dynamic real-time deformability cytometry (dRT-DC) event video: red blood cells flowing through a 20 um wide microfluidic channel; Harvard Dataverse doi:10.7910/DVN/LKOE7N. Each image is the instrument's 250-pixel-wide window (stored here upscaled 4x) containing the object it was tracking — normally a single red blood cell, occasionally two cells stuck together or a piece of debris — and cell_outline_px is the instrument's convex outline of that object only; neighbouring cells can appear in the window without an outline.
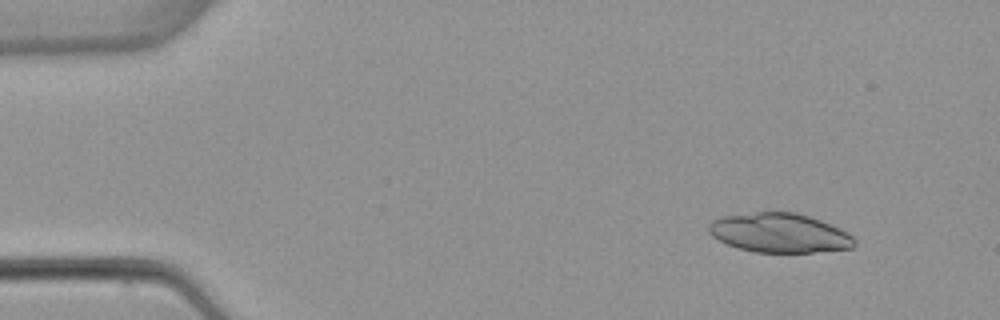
{"species": "common noctule bat (a hibernating species)", "species_latin": "Nyctalus noctula", "temperature_condition": "warm", "stored_images_in_passage": 5, "camera_frame_rate_fps": 3000, "um_per_image_px": 0.085, "animal": {"sex": "female", "body_mass_g": 22.7, "forearm_length_mm": 54.2}, "frame": {"image": 1, "passage_image": 2, "time_ms": 1.333, "image_size_px": [1000, 320], "cell_outline_px": [[856, 244], [852, 248], [812, 252], [752, 252], [736, 248], [712, 236], [708, 232], [708, 224], [712, 220], [724, 216], [756, 212], [792, 212], [808, 216], [820, 220], [840, 228], [848, 232], [856, 240]], "centroid_in_image_um": [66.25, 19.8], "position_along_channel_um": 18.7, "area_um2": 33.35}}